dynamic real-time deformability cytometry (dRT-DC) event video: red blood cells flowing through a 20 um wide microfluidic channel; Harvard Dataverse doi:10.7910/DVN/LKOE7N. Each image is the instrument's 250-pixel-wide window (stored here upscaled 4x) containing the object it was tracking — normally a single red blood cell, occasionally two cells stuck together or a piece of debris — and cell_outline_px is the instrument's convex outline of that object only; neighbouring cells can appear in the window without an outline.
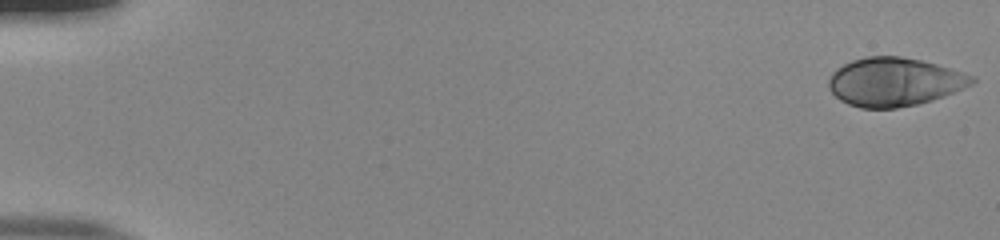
{"species": "human", "species_latin": "Homo sapiens", "temperature_condition": "room temperature", "stored_images_in_passage": 53, "camera_frame_rate_fps": 3000, "um_per_image_px": 0.085, "donor": {"sex": "male"}, "frame": {"image": 1, "passage_image": 1, "time_ms": 0.0, "image_size_px": [1000, 240], "cell_outline_px": [[976, 80], [972, 84], [964, 88], [944, 96], [932, 100], [916, 104], [896, 108], [860, 108], [848, 104], [840, 100], [828, 88], [828, 80], [832, 72], [836, 68], [852, 60], [868, 56], [900, 56], [920, 60], [936, 64], [976, 76]], "centroid_in_image_um": [76.01, 6.96], "position_along_channel_um": 9.0, "area_um2": 40.52}}
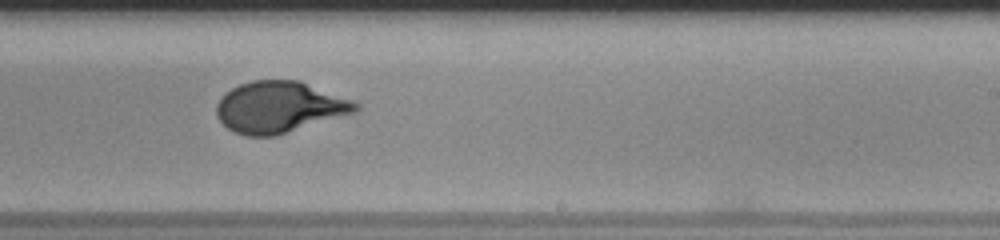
{"frame": {"image": 2, "passage_image": 34, "time_ms": 11.0, "image_size_px": [1000, 240], "cell_outline_px": [[360, 108], [356, 112], [276, 136], [248, 136], [236, 132], [228, 128], [216, 116], [216, 104], [232, 88], [240, 84], [252, 80], [300, 80], [352, 100], [360, 104]], "centroid_in_image_um": [23.77, 9.1], "position_along_channel_um": 265.2, "area_um2": 41.44}}
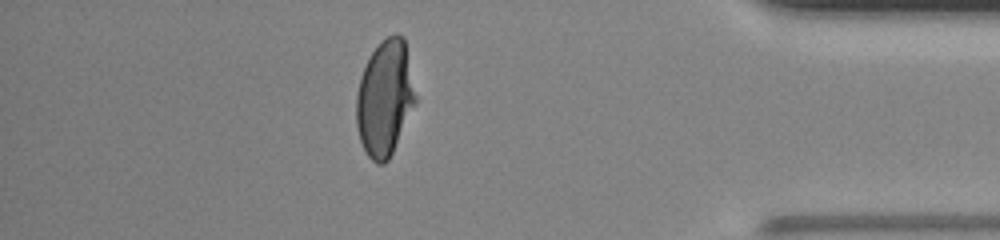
{"frame": {"image": 3, "passage_image": 47, "time_ms": 15.333, "image_size_px": [1000, 240], "cell_outline_px": [[416, 100], [392, 152], [388, 160], [384, 164], [376, 164], [368, 156], [360, 140], [356, 124], [356, 96], [360, 76], [372, 52], [380, 40], [396, 32], [404, 36], [416, 96]], "centroid_in_image_um": [32.69, 8.31], "position_along_channel_um": 402.5, "area_um2": 39.59}, "authors_computed_cell_mechanics": {"area_um2": 40.6334, "velocity_mm_per_s": 3.8861, "shape_relaxation_time_tau1_ms": 7.5076, "shape_relaxation_time_tau2_ms": null, "deformation_change_tau1": 0.2573, "deformation_change_tau2": null}}